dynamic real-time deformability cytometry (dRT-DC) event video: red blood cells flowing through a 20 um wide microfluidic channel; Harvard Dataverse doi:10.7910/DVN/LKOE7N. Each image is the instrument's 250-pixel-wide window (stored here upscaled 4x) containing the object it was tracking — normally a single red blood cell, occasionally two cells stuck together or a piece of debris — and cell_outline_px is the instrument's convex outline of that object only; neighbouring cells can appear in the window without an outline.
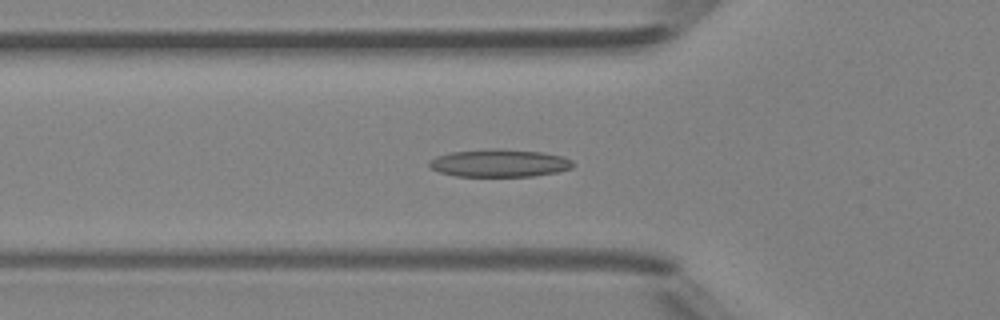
{"species": "Egyptian fruit bat (a non-hibernating species)", "species_latin": "Rousettus aegyptiacus", "temperature_condition": "room temperature", "stored_images_in_passage": 44, "camera_frame_rate_fps": 3000, "um_per_image_px": 0.085, "animal": {"sex": "female"}, "frame": {"image": 1, "passage_image": 17, "time_ms": 5.333, "image_size_px": [1000, 320], "cell_outline_px": [[576, 164], [572, 168], [556, 172], [532, 176], [456, 176], [440, 172], [432, 168], [428, 164], [428, 160], [436, 156], [452, 152], [496, 148], [500, 148], [540, 152], [560, 156], [572, 160]], "centroid_in_image_um": [42.44, 13.86], "position_along_channel_um": 83.4, "area_um2": 23.12}}
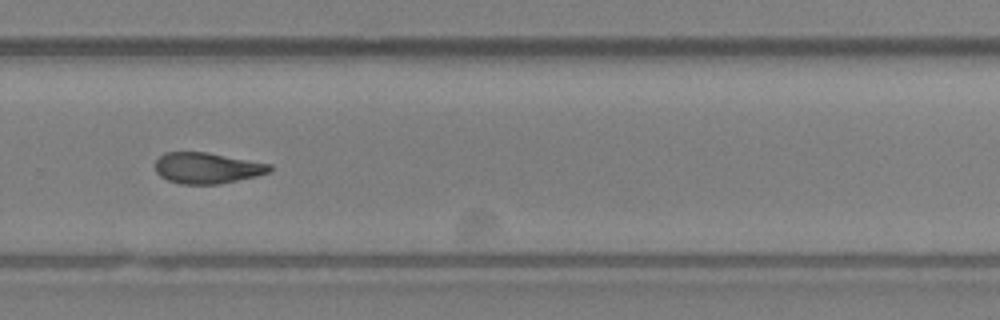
{"frame": {"image": 2, "passage_image": 33, "time_ms": 10.667, "image_size_px": [1000, 320], "cell_outline_px": [[272, 172], [256, 176], [220, 184], [180, 184], [168, 180], [160, 176], [156, 172], [156, 160], [164, 152], [208, 152], [272, 164]], "centroid_in_image_um": [17.63, 14.28], "position_along_channel_um": 312.2, "area_um2": 20.81}}
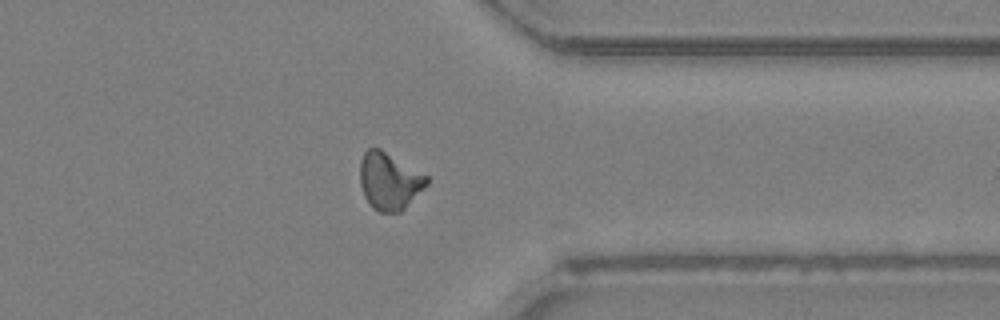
{"frame": {"image": 3, "passage_image": 38, "time_ms": 12.333, "image_size_px": [1000, 320], "cell_outline_px": [[428, 184], [400, 212], [380, 212], [372, 208], [368, 204], [364, 196], [360, 184], [360, 160], [364, 152], [368, 148], [380, 148], [428, 176]], "centroid_in_image_um": [33.06, 15.39], "position_along_channel_um": 378.3, "area_um2": 22.2}}